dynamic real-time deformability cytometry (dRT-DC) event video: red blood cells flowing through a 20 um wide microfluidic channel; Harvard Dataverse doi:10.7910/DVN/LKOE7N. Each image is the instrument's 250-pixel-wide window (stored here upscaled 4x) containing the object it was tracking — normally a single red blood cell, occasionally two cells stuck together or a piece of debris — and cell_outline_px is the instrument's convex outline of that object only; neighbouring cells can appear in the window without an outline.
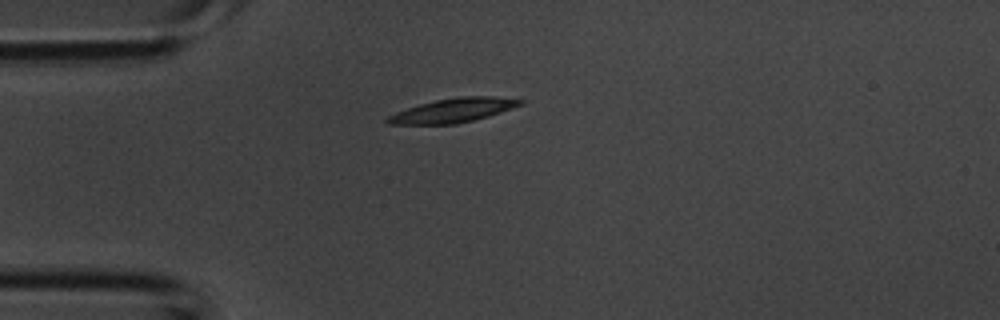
{"species": "common noctule bat (a hibernating species)", "species_latin": "Nyctalus noctula", "temperature_condition": "room temperature", "stored_images_in_passage": 1, "camera_frame_rate_fps": 3000, "um_per_image_px": 0.085, "animal": {"sex": "male", "body_mass_g": 20.1, "forearm_length_mm": 53.5}, "frame": {"image": 1, "passage_image": 1, "time_ms": 0.0, "image_size_px": [1000, 320], "cell_outline_px": [[524, 104], [488, 116], [472, 120], [452, 124], [388, 124], [384, 120], [388, 116], [396, 112], [420, 104], [436, 100], [460, 96], [492, 96], [524, 100]], "centroid_in_image_um": [38.52, 9.37], "position_along_channel_um": 46.5, "area_um2": 18.38}}